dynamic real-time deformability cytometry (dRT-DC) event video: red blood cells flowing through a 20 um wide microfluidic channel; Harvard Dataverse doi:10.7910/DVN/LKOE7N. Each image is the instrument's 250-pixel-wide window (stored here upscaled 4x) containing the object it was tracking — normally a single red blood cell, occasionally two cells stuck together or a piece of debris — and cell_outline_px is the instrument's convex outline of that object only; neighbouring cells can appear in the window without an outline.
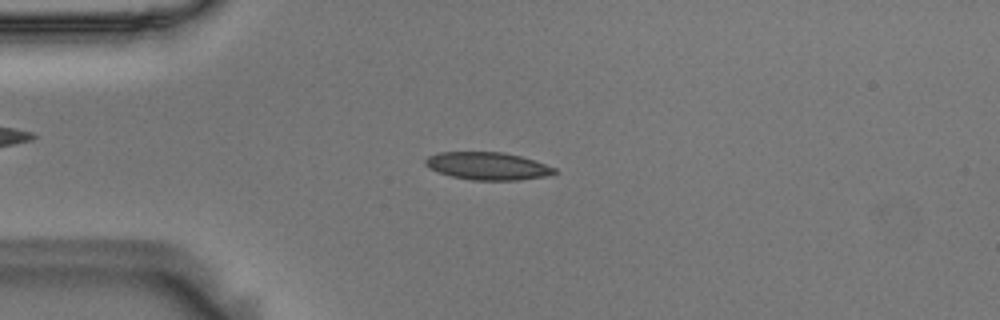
{"species": "Egyptian fruit bat (a non-hibernating species)", "species_latin": "Rousettus aegyptiacus", "temperature_condition": "room temperature", "stored_images_in_passage": 54, "camera_frame_rate_fps": 3000, "um_per_image_px": 0.085, "animal": {"sex": "male"}, "frame": {"image": 1, "passage_image": 13, "time_ms": 4.0, "image_size_px": [1000, 320], "cell_outline_px": [[556, 172], [544, 176], [520, 180], [472, 180], [452, 176], [440, 172], [424, 164], [424, 160], [428, 156], [440, 152], [504, 152], [536, 160], [556, 168]], "centroid_in_image_um": [41.47, 14.1], "position_along_channel_um": 43.5, "area_um2": 20.63}}
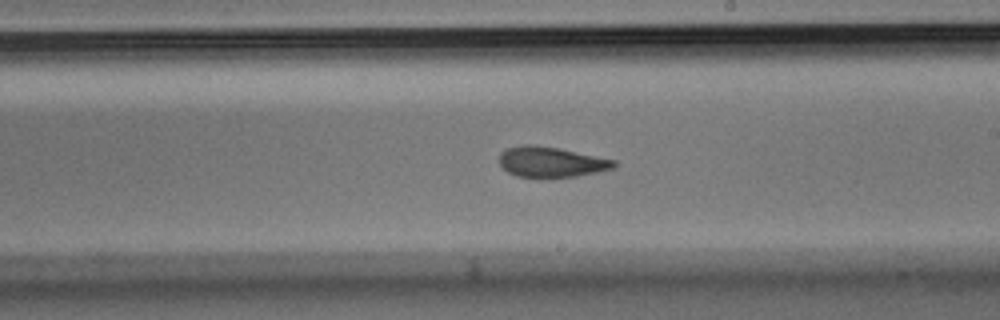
{"frame": {"image": 2, "passage_image": 31, "time_ms": 10.0, "image_size_px": [1000, 320], "cell_outline_px": [[616, 168], [576, 176], [540, 180], [516, 176], [508, 172], [500, 164], [500, 152], [508, 148], [520, 144], [532, 144], [560, 148], [616, 160]], "centroid_in_image_um": [46.83, 13.79], "position_along_channel_um": 242.2, "area_um2": 20.98}}
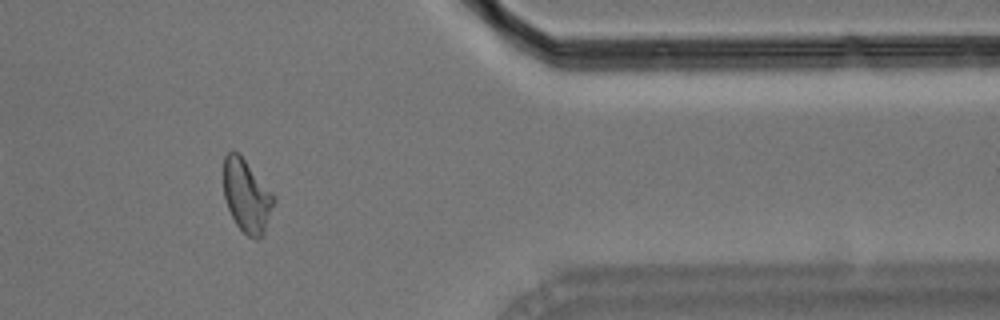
{"frame": {"image": 3, "passage_image": 45, "time_ms": 14.667, "image_size_px": [1000, 320], "cell_outline_px": [[276, 200], [264, 236], [256, 240], [248, 236], [236, 224], [228, 208], [224, 196], [224, 156], [232, 148], [244, 160], [276, 196]], "centroid_in_image_um": [21.0, 16.69], "position_along_channel_um": 390.4, "area_um2": 21.39}, "authors_computed_cell_mechanics": {"area_um2": 20.808, "velocity_mm_per_s": 3.6305, "shape_relaxation_time_tau1_ms": 9.8977, "shape_relaxation_time_tau2_ms": 2.8692, "deformation_change_tau1": 0.1984, "deformation_change_tau2": 0.0775}}